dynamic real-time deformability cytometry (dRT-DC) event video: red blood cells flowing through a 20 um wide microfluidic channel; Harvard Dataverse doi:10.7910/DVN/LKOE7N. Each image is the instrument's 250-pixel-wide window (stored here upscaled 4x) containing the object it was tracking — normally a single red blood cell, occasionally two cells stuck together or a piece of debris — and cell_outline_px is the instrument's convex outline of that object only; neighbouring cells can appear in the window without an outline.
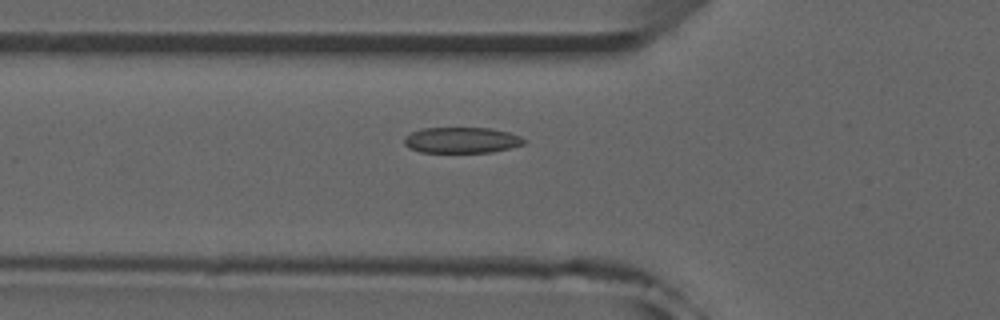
{"species": "common noctule bat (a hibernating species)", "species_latin": "Nyctalus noctula", "temperature_condition": "room temperature", "stored_images_in_passage": 45, "camera_frame_rate_fps": 3000, "um_per_image_px": 0.085, "animal": {"sex": "male", "forearm_length_mm": 52.5}, "frame": {"image": 1, "passage_image": 11, "time_ms": 3.333, "image_size_px": [1000, 320], "cell_outline_px": [[528, 140], [524, 144], [492, 152], [420, 152], [408, 148], [404, 144], [404, 136], [420, 128], [488, 128], [508, 132], [520, 136]], "centroid_in_image_um": [39.21, 11.91], "position_along_channel_um": 86.6, "area_um2": 18.09}}
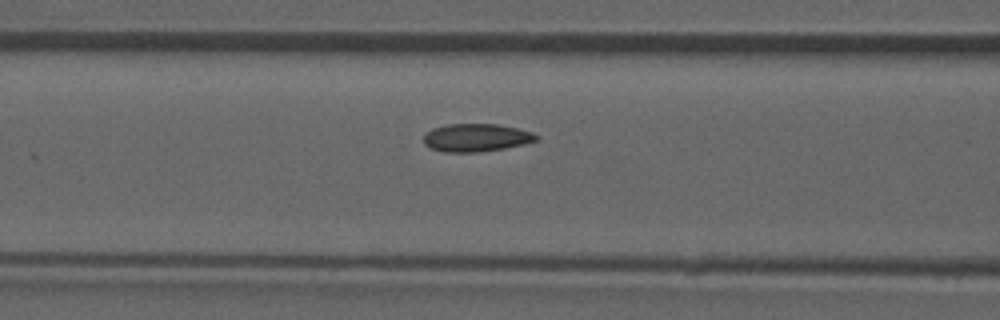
{"frame": {"image": 2, "passage_image": 14, "time_ms": 4.333, "image_size_px": [1000, 320], "cell_outline_px": [[540, 136], [536, 140], [524, 144], [504, 148], [480, 152], [444, 152], [428, 148], [424, 144], [424, 136], [432, 128], [444, 124], [496, 124], [516, 128], [532, 132]], "centroid_in_image_um": [40.45, 11.7], "position_along_channel_um": 126.2, "area_um2": 18.38}}
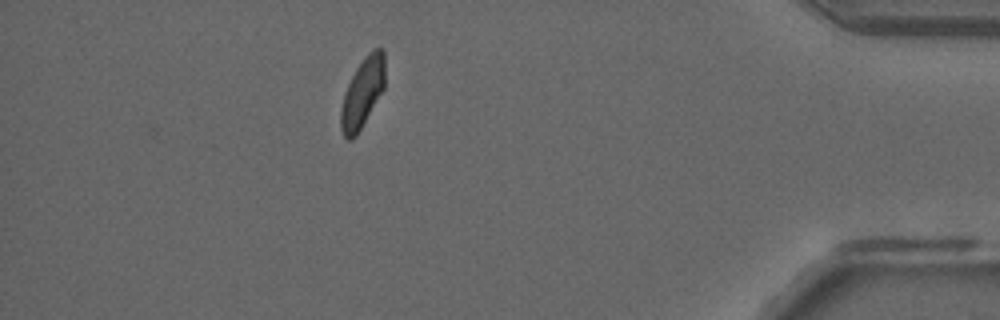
{"frame": {"image": 3, "passage_image": 39, "time_ms": 12.667, "image_size_px": [1000, 320], "cell_outline_px": [[384, 88], [356, 136], [352, 140], [348, 140], [344, 136], [340, 128], [340, 108], [348, 84], [356, 68], [364, 56], [372, 48], [384, 48]], "centroid_in_image_um": [30.8, 7.87], "position_along_channel_um": 404.4, "area_um2": 17.8}, "authors_computed_cell_mechanics": {"area_um2": 18.2648, "velocity_mm_per_s": 3.9217, "shape_relaxation_time_tau1_ms": 3.0212, "shape_relaxation_time_tau2_ms": 1.3, "deformation_change_tau1": 0.1084, "deformation_change_tau2": 0.0667}}